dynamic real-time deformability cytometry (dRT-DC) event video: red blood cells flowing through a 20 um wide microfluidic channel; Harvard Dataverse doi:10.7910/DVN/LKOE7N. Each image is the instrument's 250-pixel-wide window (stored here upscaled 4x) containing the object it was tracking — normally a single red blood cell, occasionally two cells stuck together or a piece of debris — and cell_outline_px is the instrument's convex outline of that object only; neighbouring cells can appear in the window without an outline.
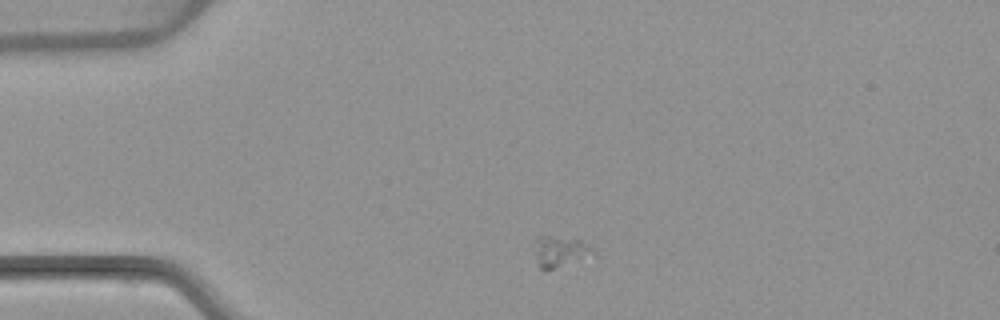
{"species": "common noctule bat (a hibernating species)", "species_latin": "Nyctalus noctula", "temperature_condition": "warm", "stored_images_in_passage": 2, "camera_frame_rate_fps": 3000, "um_per_image_px": 0.085, "animal": {"sex": "female", "body_mass_g": 22.7, "forearm_length_mm": 54.2}, "frame": {"image": 1, "passage_image": 1, "time_ms": 0.0, "image_size_px": [1000, 320], "cell_outline_px": [[596, 256], [552, 268], [540, 268], [536, 264], [536, 236], [552, 236], [580, 240], [592, 248], [596, 252]], "centroid_in_image_um": [47.66, 21.37], "position_along_channel_um": 37.3, "area_um2": 10.4}}